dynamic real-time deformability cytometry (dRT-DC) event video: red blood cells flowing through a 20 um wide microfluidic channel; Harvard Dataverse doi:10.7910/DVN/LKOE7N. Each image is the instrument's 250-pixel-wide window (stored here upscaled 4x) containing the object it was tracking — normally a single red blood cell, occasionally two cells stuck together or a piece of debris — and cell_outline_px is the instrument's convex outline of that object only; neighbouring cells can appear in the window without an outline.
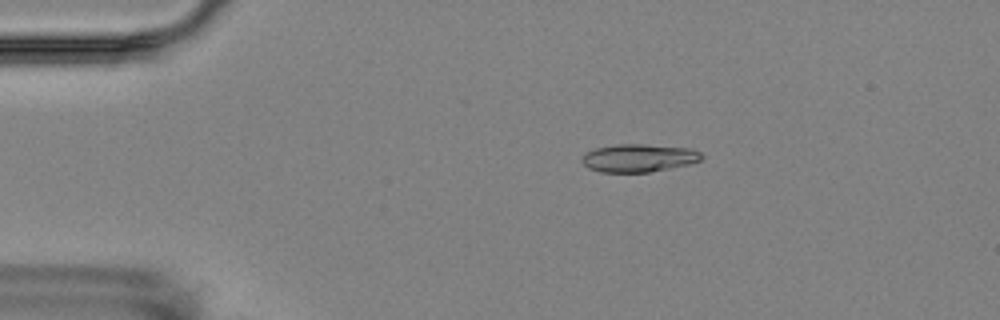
{"species": "Egyptian fruit bat (a non-hibernating species)", "species_latin": "Rousettus aegyptiacus", "temperature_condition": "room temperature", "stored_images_in_passage": 4, "camera_frame_rate_fps": 3000, "um_per_image_px": 0.085, "animal": {"sex": "female"}, "frame": {"image": 1, "passage_image": 3, "time_ms": 2.333, "image_size_px": [1000, 320], "cell_outline_px": [[704, 156], [700, 160], [688, 164], [648, 172], [600, 172], [588, 168], [580, 160], [588, 152], [596, 148], [616, 144], [644, 144], [692, 148], [700, 152]], "centroid_in_image_um": [54.3, 13.42], "position_along_channel_um": 30.7, "area_um2": 19.36}}